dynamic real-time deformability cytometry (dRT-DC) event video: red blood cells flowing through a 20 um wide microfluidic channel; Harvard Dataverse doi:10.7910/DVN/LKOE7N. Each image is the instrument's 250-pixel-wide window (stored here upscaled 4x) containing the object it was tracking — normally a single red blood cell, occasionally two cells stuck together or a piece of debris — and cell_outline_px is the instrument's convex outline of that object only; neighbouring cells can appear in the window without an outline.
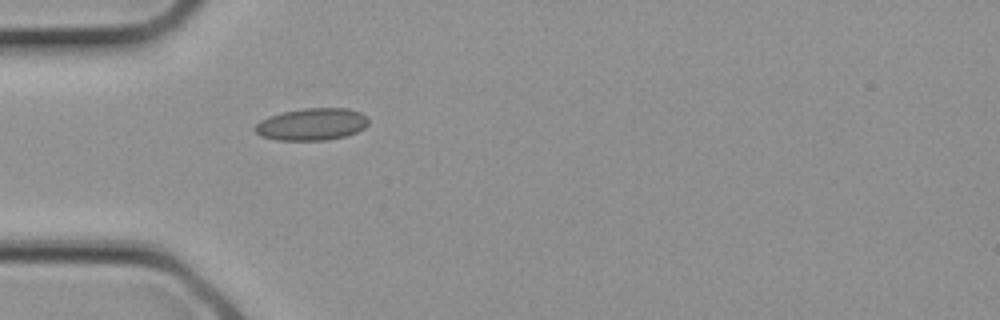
{"species": "common noctule bat (a hibernating species)", "species_latin": "Nyctalus noctula", "temperature_condition": "cold", "stored_images_in_passage": 1, "camera_frame_rate_fps": 3000, "um_per_image_px": 0.085, "animal": {"sex": "female", "body_mass_g": 21.9}, "frame": {"image": 1, "passage_image": 1, "time_ms": 0.0, "image_size_px": [1000, 320], "cell_outline_px": [[368, 124], [364, 128], [348, 136], [324, 140], [276, 140], [260, 136], [252, 128], [260, 120], [268, 116], [284, 112], [304, 108], [348, 108], [360, 112], [368, 120]], "centroid_in_image_um": [26.48, 10.57], "position_along_channel_um": 58.5, "area_um2": 21.33}}